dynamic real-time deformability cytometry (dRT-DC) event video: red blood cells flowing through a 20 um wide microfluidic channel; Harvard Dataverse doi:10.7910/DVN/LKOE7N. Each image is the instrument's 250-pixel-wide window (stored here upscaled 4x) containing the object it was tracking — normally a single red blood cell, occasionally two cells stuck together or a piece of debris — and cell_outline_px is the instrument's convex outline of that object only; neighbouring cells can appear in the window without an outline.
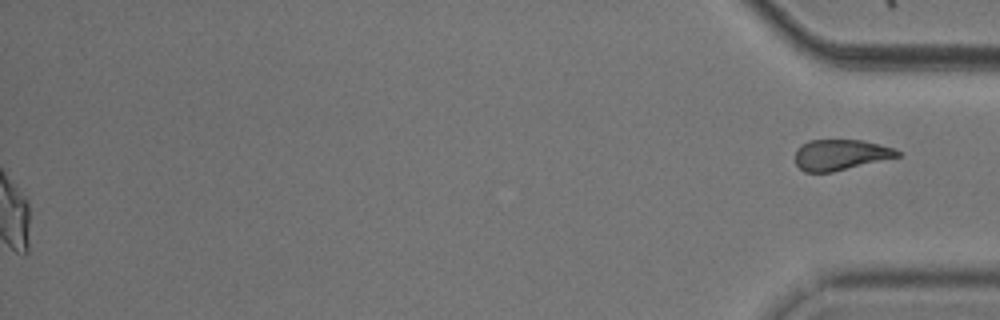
{"species": "common noctule bat (a hibernating species)", "species_latin": "Nyctalus noctula", "temperature_condition": "cold", "stored_images_in_passage": 55, "segment_of_instrument_passage": [2, 2], "camera_frame_rate_fps": 3000, "um_per_image_px": 0.085, "animal": {"sex": "male", "body_mass_g": 20.5, "forearm_length_mm": 52.5}, "frame": {"image": 1, "passage_image": 55, "time_ms": 18.0, "image_size_px": [1000, 320], "cell_outline_px": [[904, 156], [832, 172], [804, 172], [796, 164], [796, 148], [800, 144], [808, 140], [860, 140], [880, 144], [892, 148], [900, 152]], "centroid_in_image_um": [71.46, 13.16], "position_along_channel_um": 363.7, "area_um2": 18.5}}